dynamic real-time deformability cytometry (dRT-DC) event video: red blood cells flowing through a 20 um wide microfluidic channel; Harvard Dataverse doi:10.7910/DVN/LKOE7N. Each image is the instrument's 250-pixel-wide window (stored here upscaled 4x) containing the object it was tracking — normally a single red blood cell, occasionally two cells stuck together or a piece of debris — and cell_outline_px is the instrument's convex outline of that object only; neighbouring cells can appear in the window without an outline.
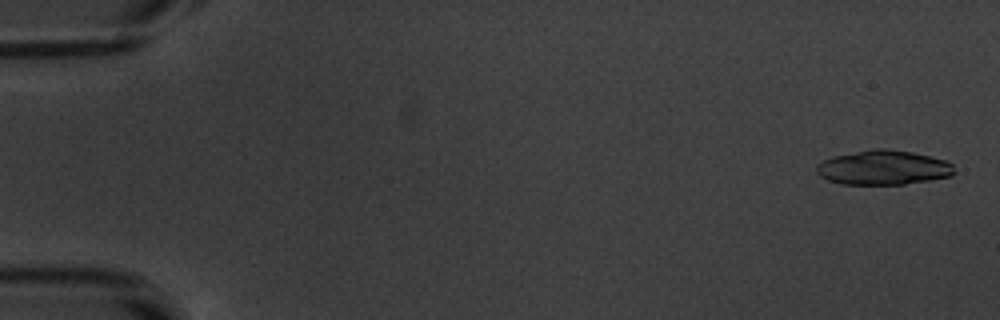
{"species": "common noctule bat (a hibernating species)", "species_latin": "Nyctalus noctula", "temperature_condition": "warm", "stored_images_in_passage": 19, "camera_frame_rate_fps": 3000, "um_per_image_px": 0.085, "animal": {"sex": "male", "body_mass_g": 20.1, "forearm_length_mm": 53.5}, "frame": {"image": 1, "passage_image": 1, "time_ms": 0.0, "image_size_px": [1000, 320], "cell_outline_px": [[956, 172], [952, 176], [904, 184], [840, 184], [828, 180], [820, 176], [816, 172], [816, 164], [832, 156], [872, 148], [884, 148], [912, 152], [944, 160], [952, 164]], "centroid_in_image_um": [75.06, 14.24], "position_along_channel_um": 9.9, "area_um2": 27.74}}